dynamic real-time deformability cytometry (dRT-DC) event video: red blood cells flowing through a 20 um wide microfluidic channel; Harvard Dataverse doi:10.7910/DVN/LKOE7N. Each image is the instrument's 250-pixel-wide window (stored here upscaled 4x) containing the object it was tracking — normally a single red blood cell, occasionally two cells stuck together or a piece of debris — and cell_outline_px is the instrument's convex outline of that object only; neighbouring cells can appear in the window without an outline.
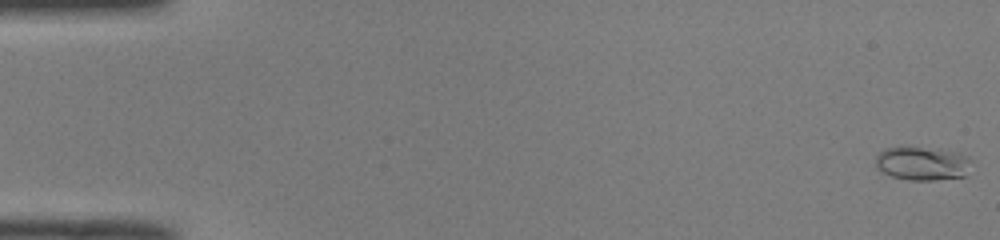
{"species": "common noctule bat (a hibernating species)", "species_latin": "Nyctalus noctula", "temperature_condition": "room temperature", "stored_images_in_passage": 51, "camera_frame_rate_fps": 3000, "um_per_image_px": 0.085, "animal": {"sex": "male", "body_mass_g": 19.0, "forearm_length_mm": 50.8}, "frame": {"image": 1, "passage_image": 1, "time_ms": 0.0, "image_size_px": [1000, 240], "cell_outline_px": [[968, 160], [964, 176], [932, 180], [908, 180], [892, 176], [876, 168], [876, 156], [884, 148], [904, 144], [940, 148], [956, 152], [968, 156]], "centroid_in_image_um": [78.3, 13.83], "position_along_channel_um": 6.7, "area_um2": 19.13}}
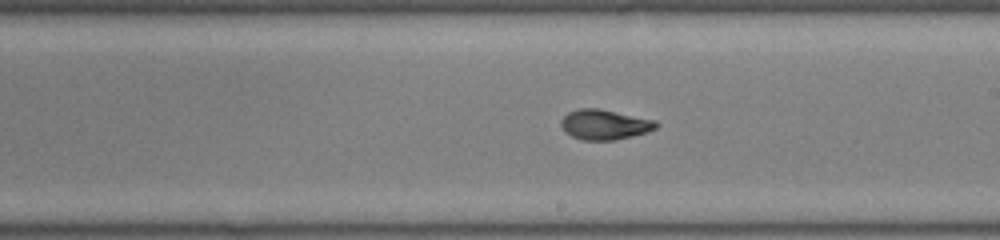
{"frame": {"image": 2, "passage_image": 30, "time_ms": 9.667, "image_size_px": [1000, 240], "cell_outline_px": [[660, 124], [656, 128], [648, 132], [632, 136], [612, 140], [584, 140], [572, 136], [564, 132], [560, 124], [560, 120], [568, 112], [580, 108], [600, 108], [656, 120]], "centroid_in_image_um": [51.39, 10.58], "position_along_channel_um": 237.6, "area_um2": 16.82}}
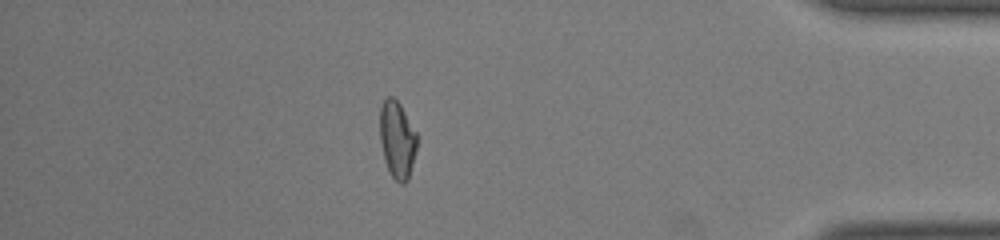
{"frame": {"image": 3, "passage_image": 45, "time_ms": 14.667, "image_size_px": [1000, 240], "cell_outline_px": [[416, 148], [408, 180], [404, 184], [400, 184], [392, 176], [384, 160], [380, 140], [380, 108], [384, 100], [388, 96], [392, 96], [400, 104], [416, 132]], "centroid_in_image_um": [33.75, 11.87], "position_along_channel_um": 401.5, "area_um2": 16.47}, "authors_computed_cell_mechanics": {"area_um2": 16.5308, "velocity_mm_per_s": 4.0259, "shape_relaxation_time_tau1_ms": 4.5917, "shape_relaxation_time_tau2_ms": 2.0162, "deformation_change_tau1": 0.1967, "deformation_change_tau2": 0.0625}}